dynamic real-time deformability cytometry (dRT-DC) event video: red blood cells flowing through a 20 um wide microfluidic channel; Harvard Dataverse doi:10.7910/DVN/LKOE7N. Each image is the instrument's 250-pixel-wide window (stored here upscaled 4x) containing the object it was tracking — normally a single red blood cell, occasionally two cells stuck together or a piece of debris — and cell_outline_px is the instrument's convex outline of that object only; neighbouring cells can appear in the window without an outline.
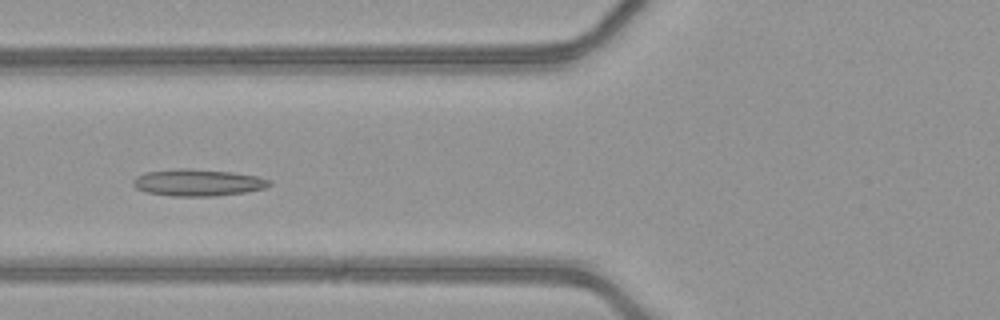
{"species": "common noctule bat (a hibernating species)", "species_latin": "Nyctalus noctula", "temperature_condition": "warm", "stored_images_in_passage": 38, "camera_frame_rate_fps": 3000, "um_per_image_px": 0.085, "animal": {"sex": "female", "body_mass_g": 21.9}, "frame": {"image": 1, "passage_image": 11, "time_ms": 3.333, "image_size_px": [1000, 320], "cell_outline_px": [[272, 184], [264, 188], [244, 192], [216, 196], [172, 196], [144, 192], [136, 188], [132, 184], [132, 180], [136, 176], [144, 172], [176, 168], [188, 168], [232, 172], [256, 176], [272, 180]], "centroid_in_image_um": [16.77, 15.51], "position_along_channel_um": 109.0, "area_um2": 21.5}}
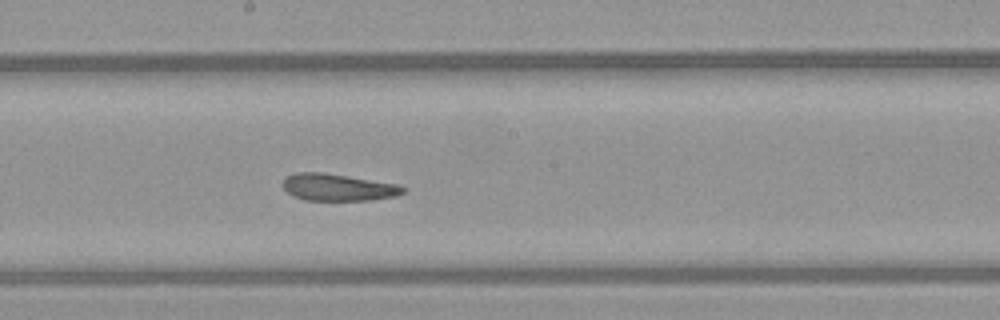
{"frame": {"image": 2, "passage_image": 19, "time_ms": 6.0, "image_size_px": [1000, 320], "cell_outline_px": [[408, 188], [404, 192], [396, 196], [372, 200], [304, 200], [292, 196], [284, 188], [284, 180], [288, 176], [296, 172], [324, 172], [400, 184]], "centroid_in_image_um": [28.79, 15.92], "position_along_channel_um": 219.4, "area_um2": 19.07}}
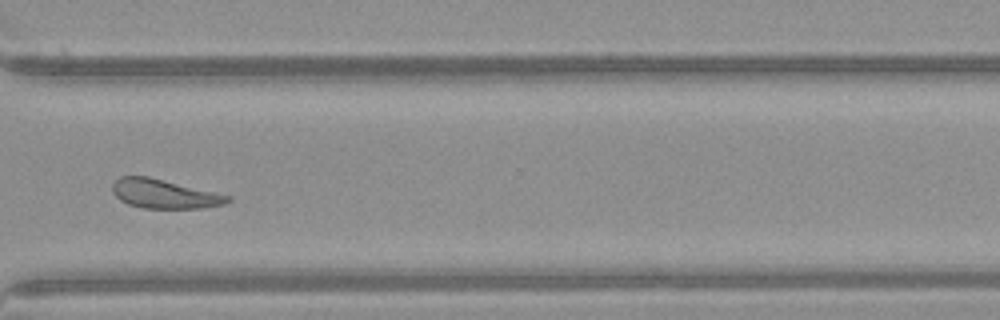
{"frame": {"image": 3, "passage_image": 29, "time_ms": 9.333, "image_size_px": [1000, 320], "cell_outline_px": [[232, 200], [224, 204], [204, 208], [140, 208], [128, 204], [120, 200], [112, 192], [112, 184], [120, 176], [148, 176], [232, 196]], "centroid_in_image_um": [13.97, 16.48], "position_along_channel_um": 356.6, "area_um2": 19.59}, "authors_computed_cell_mechanics": {"area_um2": 19.9121, "velocity_mm_per_s": 4.1249, "shape_relaxation_time_tau1_ms": 10.5579, "shape_relaxation_time_tau2_ms": 3.4862, "deformation_change_tau1": 0.1875, "deformation_change_tau2": 0.1266}}